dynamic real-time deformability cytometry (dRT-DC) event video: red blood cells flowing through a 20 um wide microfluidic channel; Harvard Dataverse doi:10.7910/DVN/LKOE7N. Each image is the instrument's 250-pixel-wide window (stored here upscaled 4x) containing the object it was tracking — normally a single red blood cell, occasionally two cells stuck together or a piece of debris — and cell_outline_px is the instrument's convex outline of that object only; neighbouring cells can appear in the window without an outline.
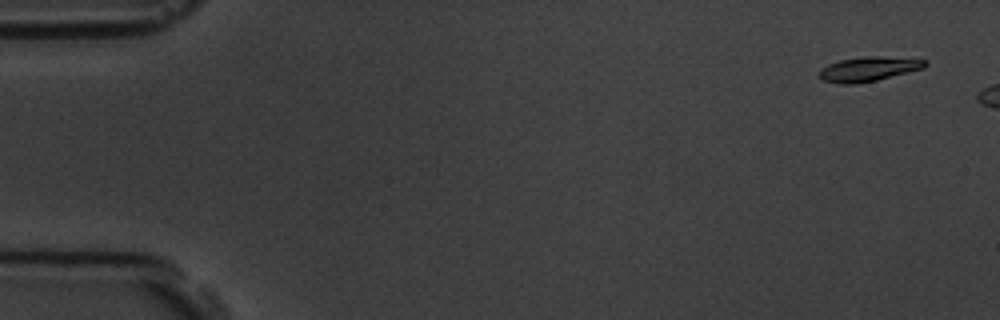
{"species": "common noctule bat (a hibernating species)", "species_latin": "Nyctalus noctula", "temperature_condition": "room temperature", "stored_images_in_passage": 3, "camera_frame_rate_fps": 3000, "um_per_image_px": 0.085, "animal": {"sex": "male", "body_mass_g": 19.5, "forearm_length_mm": 54.6}, "frame": {"image": 1, "passage_image": 1, "time_ms": 0.0, "image_size_px": [1000, 320], "cell_outline_px": [[928, 64], [924, 68], [876, 80], [856, 84], [840, 84], [824, 80], [820, 76], [820, 68], [828, 64], [840, 60], [864, 56], [880, 56], [928, 60]], "centroid_in_image_um": [73.84, 5.86], "position_along_channel_um": 11.2, "area_um2": 15.03}}